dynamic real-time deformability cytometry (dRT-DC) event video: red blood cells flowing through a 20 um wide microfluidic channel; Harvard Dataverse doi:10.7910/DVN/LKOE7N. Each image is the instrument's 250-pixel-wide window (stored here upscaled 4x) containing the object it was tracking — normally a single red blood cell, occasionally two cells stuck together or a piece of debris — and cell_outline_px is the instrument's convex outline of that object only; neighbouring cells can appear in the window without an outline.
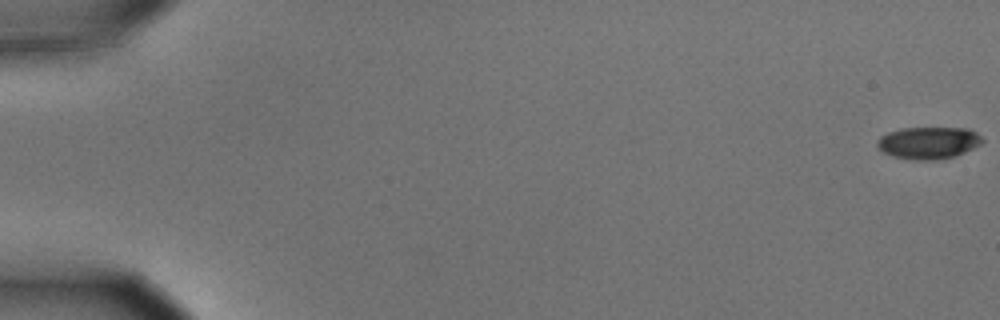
{"species": "common noctule bat (a hibernating species)", "species_latin": "Nyctalus noctula", "temperature_condition": "cold", "stored_images_in_passage": 5, "camera_frame_rate_fps": 3000, "um_per_image_px": 0.085, "animal": {"sex": "male", "body_mass_g": 15.6}, "frame": {"image": 1, "passage_image": 1, "time_ms": 0.0, "image_size_px": [1000, 320], "cell_outline_px": [[984, 140], [980, 144], [956, 156], [936, 160], [916, 160], [892, 156], [884, 152], [876, 144], [876, 140], [880, 136], [888, 132], [900, 128], [968, 128], [976, 132]], "centroid_in_image_um": [78.91, 12.13], "position_along_channel_um": 6.1, "area_um2": 19.65}}
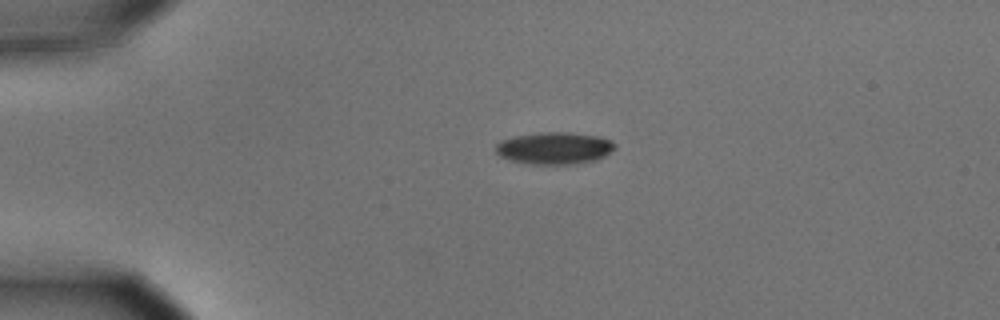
{"frame": {"image": 2, "passage_image": 4, "time_ms": 1.0, "image_size_px": [1000, 320], "cell_outline_px": [[616, 148], [604, 156], [596, 160], [572, 164], [528, 164], [508, 160], [500, 156], [496, 152], [496, 144], [500, 140], [512, 136], [540, 132], [568, 132], [600, 136], [612, 140], [616, 144]], "centroid_in_image_um": [47.12, 12.58], "position_along_channel_um": 37.9, "area_um2": 22.6}}